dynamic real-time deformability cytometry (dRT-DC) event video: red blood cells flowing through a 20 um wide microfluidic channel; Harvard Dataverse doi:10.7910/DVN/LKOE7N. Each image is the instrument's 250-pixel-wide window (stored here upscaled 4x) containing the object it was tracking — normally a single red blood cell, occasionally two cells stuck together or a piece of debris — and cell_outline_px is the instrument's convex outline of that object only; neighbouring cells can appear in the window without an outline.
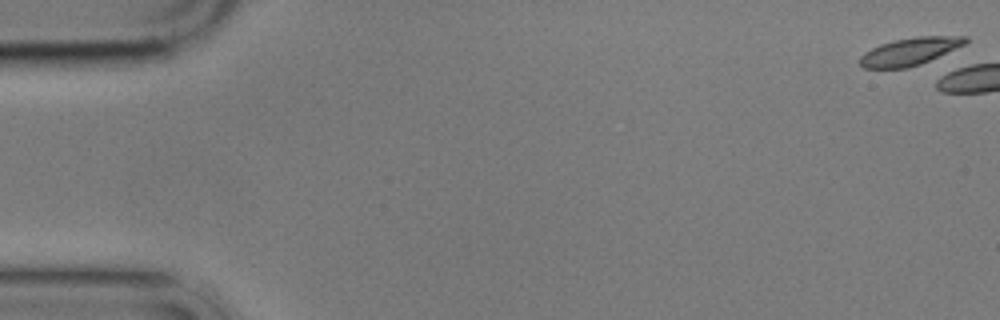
{"species": "common noctule bat (a hibernating species)", "species_latin": "Nyctalus noctula", "temperature_condition": "cold", "stored_images_in_passage": 5, "camera_frame_rate_fps": 3000, "um_per_image_px": 0.085, "animal": {"sex": "male", "body_mass_g": 17.9}, "frame": {"image": 1, "passage_image": 1, "time_ms": 0.0, "image_size_px": [1000, 320], "cell_outline_px": [[968, 40], [964, 44], [920, 64], [908, 68], [864, 68], [860, 64], [860, 56], [864, 52], [880, 44], [896, 40], [916, 36], [968, 36]], "centroid_in_image_um": [77.3, 4.37], "position_along_channel_um": 7.7, "area_um2": 16.65}}